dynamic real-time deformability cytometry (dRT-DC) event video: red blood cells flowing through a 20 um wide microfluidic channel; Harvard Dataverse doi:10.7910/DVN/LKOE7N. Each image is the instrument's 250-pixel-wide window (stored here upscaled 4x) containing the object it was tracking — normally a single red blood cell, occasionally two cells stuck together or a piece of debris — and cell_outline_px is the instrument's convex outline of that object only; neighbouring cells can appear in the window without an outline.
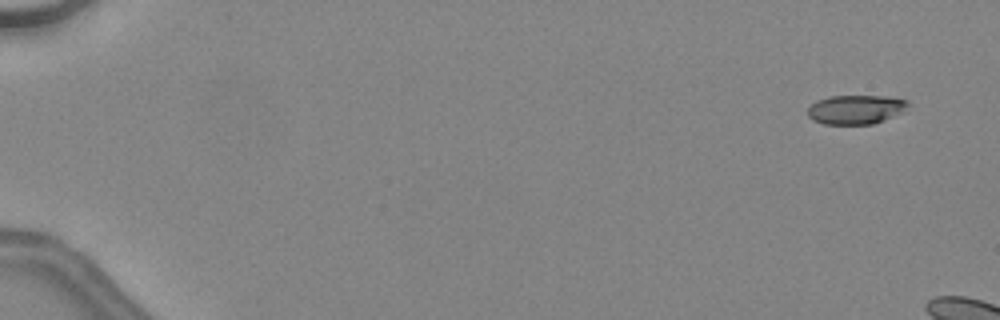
{"species": "common noctule bat (a hibernating species)", "species_latin": "Nyctalus noctula", "temperature_condition": "warm", "stored_images_in_passage": 10, "camera_frame_rate_fps": 3000, "um_per_image_px": 0.085, "animal": {"sex": "female", "body_mass_g": 24.6, "forearm_length_mm": 56.2}, "frame": {"image": 1, "passage_image": 4, "time_ms": 1.0, "image_size_px": [1000, 320], "cell_outline_px": [[908, 104], [900, 112], [884, 120], [872, 124], [824, 124], [812, 120], [808, 116], [808, 108], [816, 100], [828, 96], [888, 96], [908, 100]], "centroid_in_image_um": [72.69, 9.3], "position_along_channel_um": 12.3, "area_um2": 16.94}}